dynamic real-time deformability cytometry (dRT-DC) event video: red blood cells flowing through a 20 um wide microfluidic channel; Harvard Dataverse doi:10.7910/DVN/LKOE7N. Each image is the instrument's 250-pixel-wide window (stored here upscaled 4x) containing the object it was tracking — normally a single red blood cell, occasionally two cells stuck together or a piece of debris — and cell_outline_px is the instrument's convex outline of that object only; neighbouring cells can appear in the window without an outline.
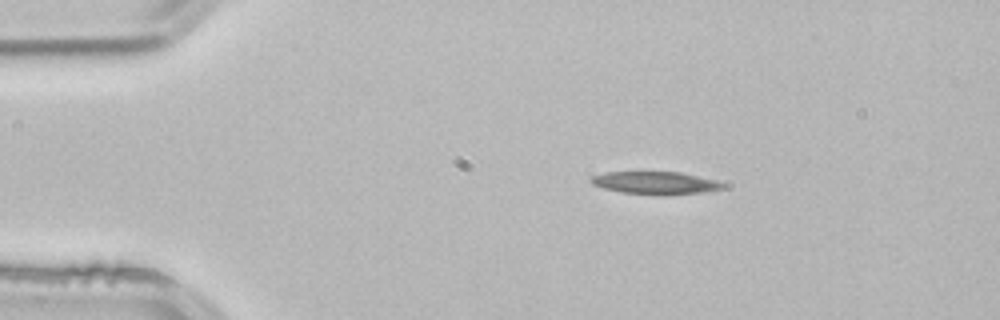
{"species": "common noctule bat (a hibernating species)", "species_latin": "Nyctalus noctula", "temperature_condition": "room temperature", "stored_images_in_passage": 2, "camera_frame_rate_fps": 3000, "um_per_image_px": 0.085, "animal": {"sex": "male", "body_mass_g": 21.5, "forearm_length_mm": 52.0}, "frame": {"image": 1, "passage_image": 1, "time_ms": 0.0, "image_size_px": [1000, 320], "cell_outline_px": [[724, 188], [704, 192], [620, 192], [604, 188], [592, 184], [588, 180], [592, 176], [604, 172], [680, 172], [716, 180], [724, 184]], "centroid_in_image_um": [55.64, 15.49], "position_along_channel_um": 29.4, "area_um2": 16.36}}